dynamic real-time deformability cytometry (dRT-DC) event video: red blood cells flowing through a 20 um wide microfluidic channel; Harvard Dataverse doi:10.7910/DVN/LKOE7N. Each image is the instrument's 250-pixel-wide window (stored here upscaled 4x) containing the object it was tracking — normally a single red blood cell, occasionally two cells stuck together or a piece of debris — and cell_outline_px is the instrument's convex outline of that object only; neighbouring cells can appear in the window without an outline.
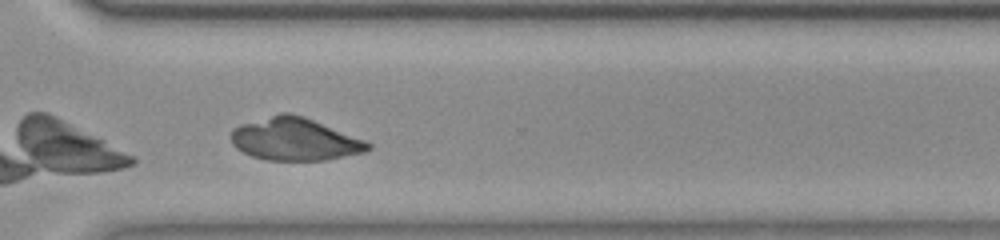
{"species": "common noctule bat (a hibernating species)", "species_latin": "Nyctalus noctula", "temperature_condition": "room temperature", "stored_images_in_passage": 29, "camera_frame_rate_fps": 3000, "um_per_image_px": 0.085, "animal": {"sex": "female", "body_mass_g": 23.0, "forearm_length_mm": 53.4}, "frame": {"image": 1, "passage_image": 23, "time_ms": 7.333, "image_size_px": [1000, 240], "cell_outline_px": [[372, 148], [364, 152], [328, 160], [264, 160], [252, 156], [236, 148], [232, 144], [232, 128], [240, 124], [280, 112], [288, 112], [304, 116], [364, 140], [372, 144]], "centroid_in_image_um": [25.05, 11.83], "position_along_channel_um": 345.6, "area_um2": 33.99}}